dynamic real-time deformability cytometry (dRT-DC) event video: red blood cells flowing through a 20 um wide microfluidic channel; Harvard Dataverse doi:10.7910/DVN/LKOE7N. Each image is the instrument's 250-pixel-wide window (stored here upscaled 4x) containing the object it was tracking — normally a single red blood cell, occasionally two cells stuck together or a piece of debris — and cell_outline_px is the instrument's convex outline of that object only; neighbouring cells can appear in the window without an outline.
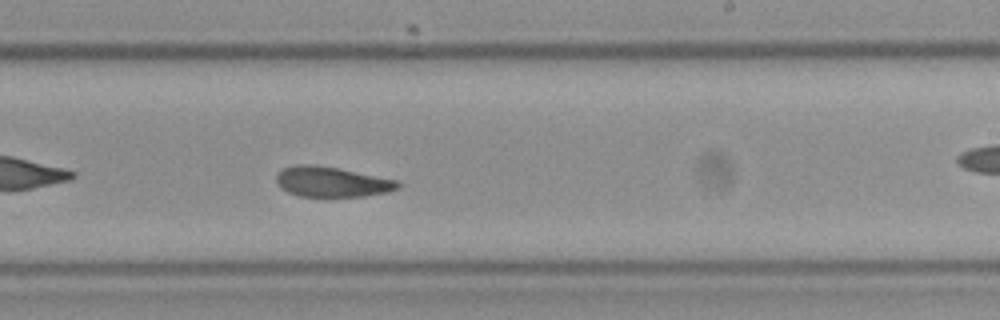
{"species": "Egyptian fruit bat (a non-hibernating species)", "species_latin": "Rousettus aegyptiacus", "temperature_condition": "cold", "stored_images_in_passage": 42, "camera_frame_rate_fps": 3000, "um_per_image_px": 0.085, "frame": {"image": 1, "passage_image": 19, "time_ms": 6.0, "image_size_px": [1000, 320], "cell_outline_px": [[400, 188], [388, 192], [364, 196], [300, 196], [288, 192], [280, 188], [276, 184], [276, 176], [284, 168], [296, 164], [312, 164], [340, 168], [396, 180], [400, 184]], "centroid_in_image_um": [28.19, 15.45], "position_along_channel_um": 260.8, "area_um2": 21.39}}
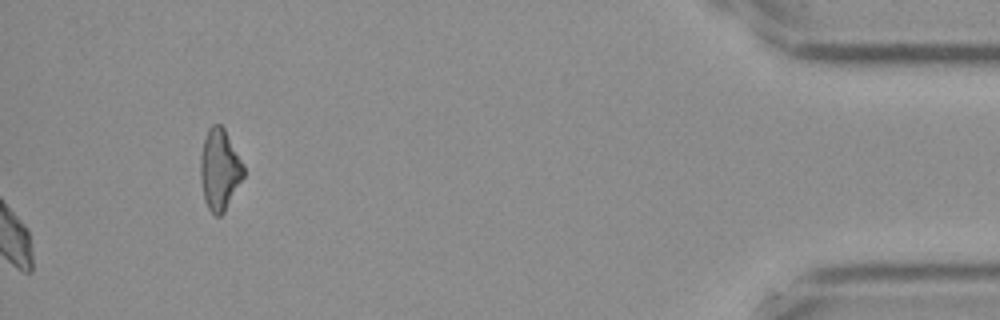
{"frame": {"image": 2, "passage_image": 42, "time_ms": 13.667, "image_size_px": [1000, 320], "cell_outline_px": [[244, 176], [224, 212], [220, 216], [216, 216], [208, 208], [204, 200], [200, 176], [200, 156], [204, 140], [208, 128], [212, 124], [220, 124], [224, 128], [244, 164]], "centroid_in_image_um": [18.66, 14.4], "position_along_channel_um": 416.5, "area_um2": 20.35}, "authors_computed_cell_mechanics": {"area_um2": 22.0218, "velocity_mm_per_s": 3.5536, "shape_relaxation_time_tau1_ms": 6.4411, "shape_relaxation_time_tau2_ms": 2.6053, "deformation_change_tau1": 0.1457, "deformation_change_tau2": 0.0737}}